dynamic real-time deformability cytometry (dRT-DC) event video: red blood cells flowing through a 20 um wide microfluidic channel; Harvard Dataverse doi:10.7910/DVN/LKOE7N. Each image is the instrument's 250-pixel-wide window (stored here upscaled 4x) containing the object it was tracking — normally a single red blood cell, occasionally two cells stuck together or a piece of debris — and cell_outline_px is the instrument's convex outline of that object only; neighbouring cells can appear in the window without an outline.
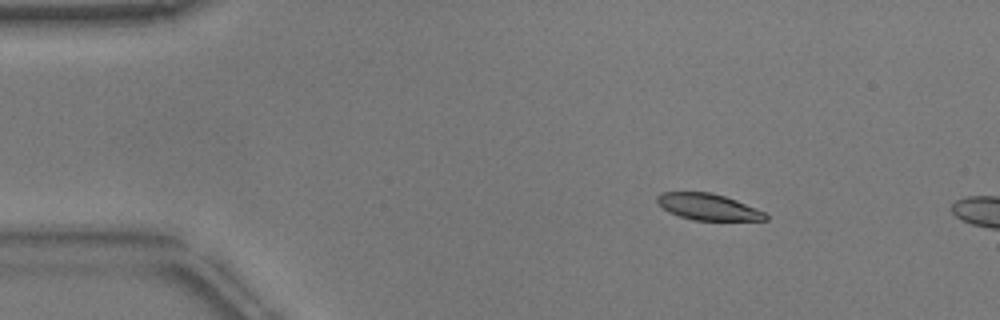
{"species": "common noctule bat (a hibernating species)", "species_latin": "Nyctalus noctula", "temperature_condition": "warm", "stored_images_in_passage": 5, "camera_frame_rate_fps": 3000, "um_per_image_px": 0.085, "animal": {"sex": "male", "body_mass_g": 17.9}, "frame": {"image": 1, "passage_image": 2, "time_ms": 0.333, "image_size_px": [1000, 320], "cell_outline_px": [[768, 220], [692, 220], [668, 212], [656, 200], [656, 196], [660, 192], [712, 192], [736, 200], [756, 208], [764, 212], [768, 216]], "centroid_in_image_um": [60.18, 17.58], "position_along_channel_um": 24.8, "area_um2": 16.59}}